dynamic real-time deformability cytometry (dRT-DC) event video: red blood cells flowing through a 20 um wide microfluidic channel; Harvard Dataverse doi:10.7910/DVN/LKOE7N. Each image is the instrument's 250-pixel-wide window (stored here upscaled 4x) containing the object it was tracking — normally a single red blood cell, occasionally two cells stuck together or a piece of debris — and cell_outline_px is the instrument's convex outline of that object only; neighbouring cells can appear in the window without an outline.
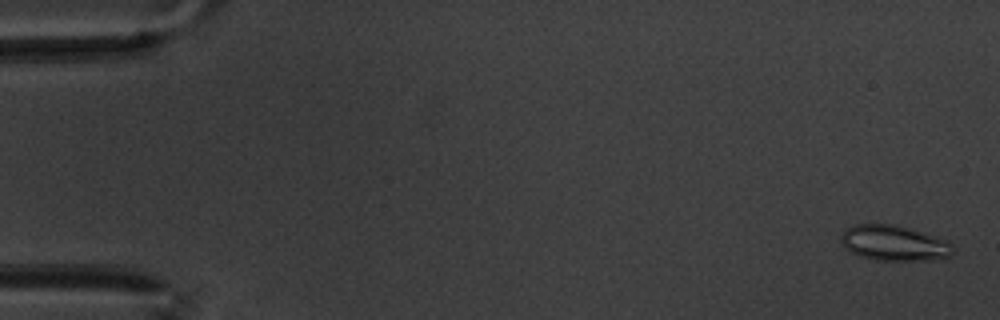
{"species": "common noctule bat (a hibernating species)", "species_latin": "Nyctalus noctula", "temperature_condition": "warm", "stored_images_in_passage": 60, "camera_frame_rate_fps": 3000, "um_per_image_px": 0.085, "animal": {"sex": "male", "body_mass_g": 20.1, "forearm_length_mm": 53.5}, "frame": {"image": 1, "passage_image": 2, "time_ms": 0.333, "image_size_px": [1000, 320], "cell_outline_px": [[952, 256], [924, 260], [876, 260], [860, 256], [844, 248], [840, 240], [840, 236], [852, 224], [896, 224], [948, 240], [952, 244]], "centroid_in_image_um": [75.98, 20.65], "position_along_channel_um": 9.0, "area_um2": 23.06}}
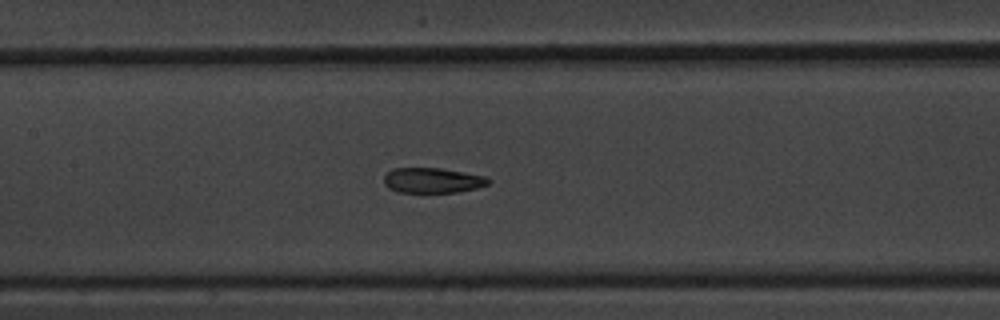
{"frame": {"image": 2, "passage_image": 29, "time_ms": 9.333, "image_size_px": [1000, 320], "cell_outline_px": [[492, 180], [488, 184], [476, 188], [456, 192], [428, 196], [396, 192], [388, 188], [384, 184], [384, 176], [392, 168], [440, 168], [484, 176]], "centroid_in_image_um": [36.7, 15.39], "position_along_channel_um": 170.7, "area_um2": 16.13}}
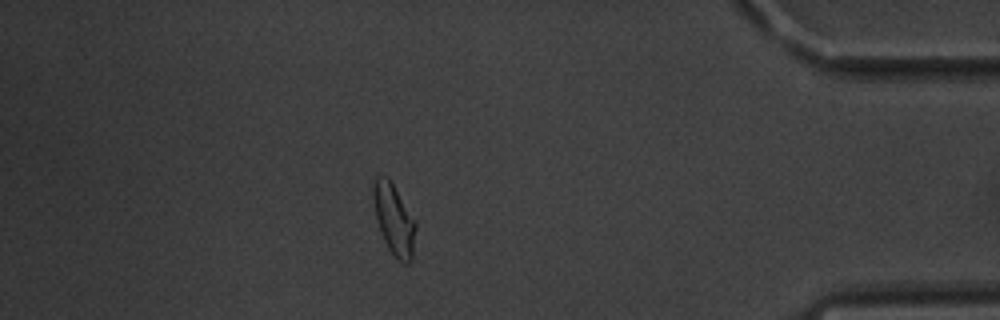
{"frame": {"image": 3, "passage_image": 53, "time_ms": 17.333, "image_size_px": [1000, 320], "cell_outline_px": [[416, 228], [412, 260], [408, 264], [404, 264], [388, 248], [384, 240], [376, 220], [372, 196], [372, 184], [376, 176], [388, 176], [416, 220]], "centroid_in_image_um": [33.49, 18.61], "position_along_channel_um": 401.7, "area_um2": 17.69}, "authors_computed_cell_mechanics": {"area_um2": 17.1666, "velocity_mm_per_s": 3.3775, "shape_relaxation_time_tau1_ms": 4.9883, "shape_relaxation_time_tau2_ms": 2.098, "deformation_change_tau1": 0.1221, "deformation_change_tau2": 0.0725}}